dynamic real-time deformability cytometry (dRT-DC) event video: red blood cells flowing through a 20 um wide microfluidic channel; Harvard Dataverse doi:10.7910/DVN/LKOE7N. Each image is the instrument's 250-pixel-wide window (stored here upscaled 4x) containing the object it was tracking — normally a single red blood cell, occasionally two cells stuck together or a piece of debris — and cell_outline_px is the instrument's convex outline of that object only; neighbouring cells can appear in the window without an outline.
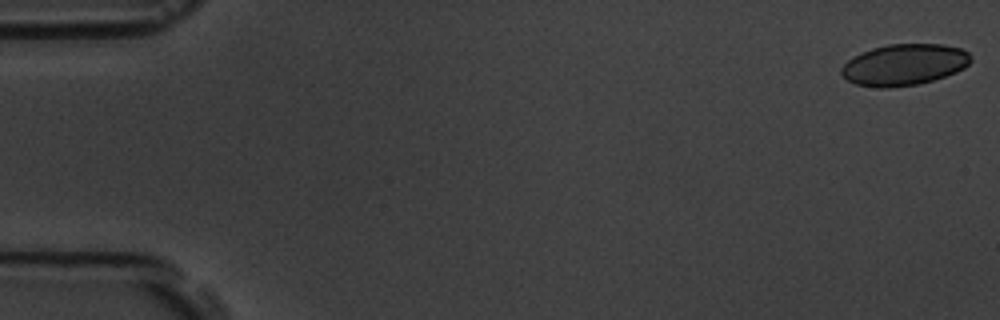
{"species": "common noctule bat (a hibernating species)", "species_latin": "Nyctalus noctula", "temperature_condition": "room temperature", "stored_images_in_passage": 4, "camera_frame_rate_fps": 3000, "um_per_image_px": 0.085, "animal": {"sex": "male", "body_mass_g": 19.5, "forearm_length_mm": 54.6}, "frame": {"image": 1, "passage_image": 1, "time_ms": 0.0, "image_size_px": [1000, 320], "cell_outline_px": [[972, 60], [964, 68], [956, 72], [932, 80], [916, 84], [888, 88], [880, 88], [856, 84], [848, 80], [840, 72], [840, 68], [852, 56], [872, 48], [888, 44], [944, 44], [960, 48], [968, 52], [972, 56]], "centroid_in_image_um": [76.85, 5.49], "position_along_channel_um": 8.1, "area_um2": 31.15}}